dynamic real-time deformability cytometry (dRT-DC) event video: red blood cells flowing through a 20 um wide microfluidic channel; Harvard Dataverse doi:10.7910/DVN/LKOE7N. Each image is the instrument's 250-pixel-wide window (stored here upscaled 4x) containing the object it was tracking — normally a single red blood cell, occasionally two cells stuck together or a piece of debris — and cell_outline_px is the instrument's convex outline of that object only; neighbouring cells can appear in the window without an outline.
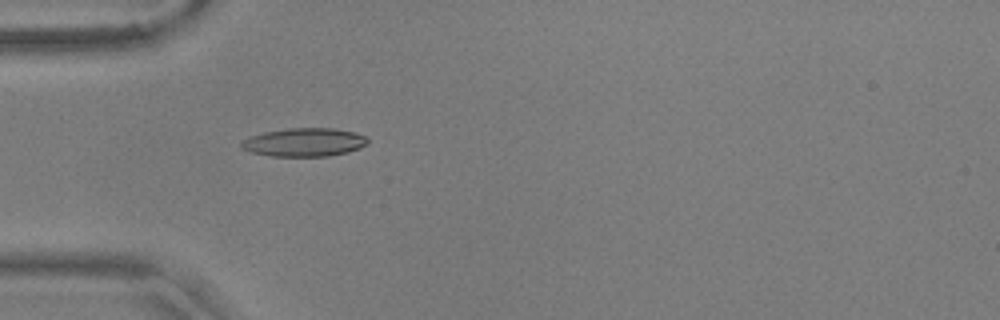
{"species": "common noctule bat (a hibernating species)", "species_latin": "Nyctalus noctula", "temperature_condition": "warm", "stored_images_in_passage": 30, "camera_frame_rate_fps": 3000, "um_per_image_px": 0.085, "animal": {"sex": "male", "body_mass_g": 17.9, "forearm_length_mm": 54.2}, "frame": {"image": 1, "passage_image": 4, "time_ms": 1.0, "image_size_px": [1000, 320], "cell_outline_px": [[368, 144], [360, 148], [348, 152], [328, 156], [272, 156], [252, 152], [240, 148], [240, 144], [244, 140], [252, 136], [264, 132], [288, 128], [332, 128], [352, 132], [364, 136], [368, 140]], "centroid_in_image_um": [25.87, 12.1], "position_along_channel_um": 59.1, "area_um2": 20.75}}
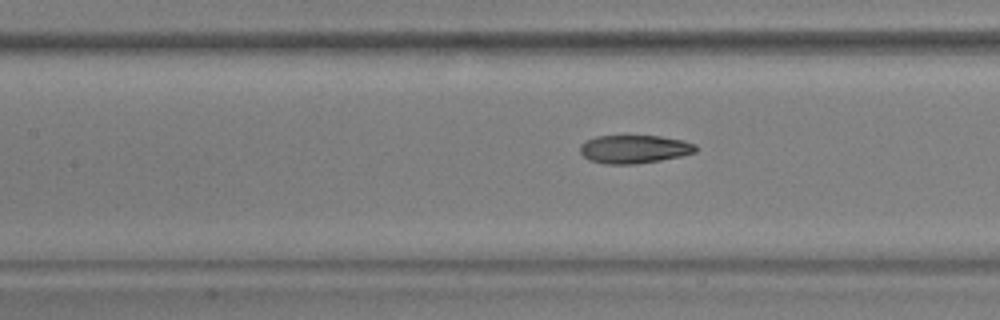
{"frame": {"image": 2, "passage_image": 12, "time_ms": 3.667, "image_size_px": [1000, 320], "cell_outline_px": [[696, 152], [680, 156], [660, 160], [636, 164], [604, 164], [588, 160], [580, 152], [580, 144], [596, 136], [660, 136], [684, 140], [696, 144]], "centroid_in_image_um": [53.91, 12.68], "position_along_channel_um": 153.5, "area_um2": 19.07}}
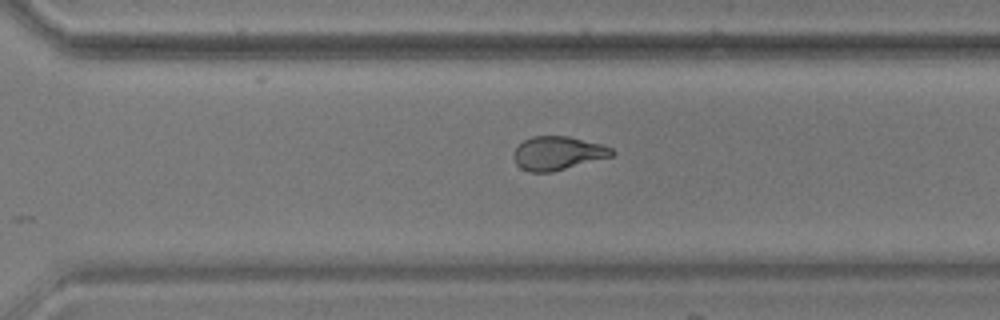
{"frame": {"image": 3, "passage_image": 26, "time_ms": 8.333, "image_size_px": [1000, 320], "cell_outline_px": [[616, 152], [612, 156], [552, 172], [532, 172], [520, 168], [516, 164], [512, 156], [512, 152], [524, 140], [532, 136], [568, 136], [600, 144], [612, 148]], "centroid_in_image_um": [47.38, 13.02], "position_along_channel_um": 323.2, "area_um2": 19.19}, "authors_computed_cell_mechanics": {"area_um2": 19.1896, "velocity_mm_per_s": 3.6526, "shape_relaxation_time_tau1_ms": 9.9682, "shape_relaxation_time_tau2_ms": 2.0036, "deformation_change_tau1": 0.2684, "deformation_change_tau2": 0.0909}}